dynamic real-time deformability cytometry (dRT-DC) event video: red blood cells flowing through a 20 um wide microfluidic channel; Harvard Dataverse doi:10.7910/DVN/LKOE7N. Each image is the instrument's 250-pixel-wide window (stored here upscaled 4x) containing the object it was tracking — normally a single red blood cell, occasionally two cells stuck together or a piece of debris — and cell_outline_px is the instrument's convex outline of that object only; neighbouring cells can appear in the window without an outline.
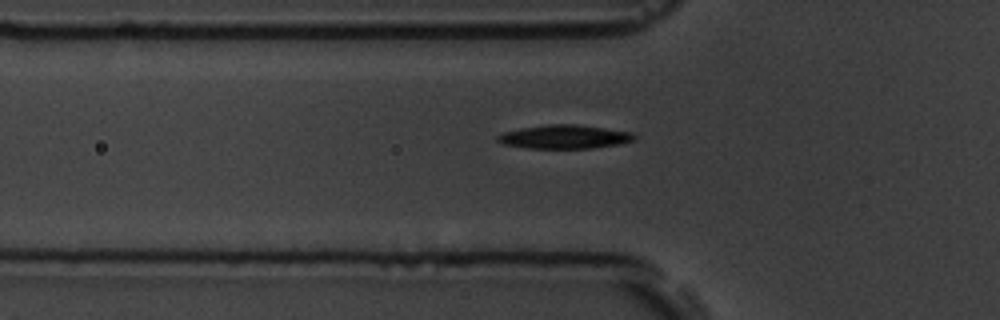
{"species": "common noctule bat (a hibernating species)", "species_latin": "Nyctalus noctula", "temperature_condition": "room temperature", "stored_images_in_passage": 5, "camera_frame_rate_fps": 3000, "um_per_image_px": 0.085, "animal": {"sex": "male", "body_mass_g": 19.5, "forearm_length_mm": 54.6}, "frame": {"image": 1, "passage_image": 5, "time_ms": 5.667, "image_size_px": [1000, 320], "cell_outline_px": [[636, 136], [632, 140], [620, 144], [592, 148], [528, 148], [504, 144], [496, 140], [496, 136], [504, 132], [520, 128], [548, 124], [576, 124], [632, 132]], "centroid_in_image_um": [47.96, 11.62], "position_along_channel_um": 77.8, "area_um2": 18.79}}